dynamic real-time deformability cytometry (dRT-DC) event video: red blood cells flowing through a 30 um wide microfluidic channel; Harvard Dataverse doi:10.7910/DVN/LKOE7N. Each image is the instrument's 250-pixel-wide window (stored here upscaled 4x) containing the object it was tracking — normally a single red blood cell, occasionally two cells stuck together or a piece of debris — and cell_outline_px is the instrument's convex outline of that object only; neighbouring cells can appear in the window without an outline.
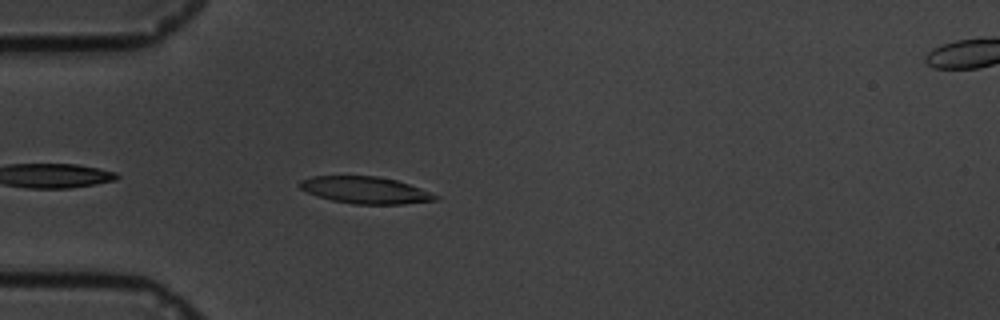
{"species": "common noctule bat (a hibernating species)", "species_latin": "Nyctalus noctula", "temperature_condition": "cold", "stored_images_in_passage": 44, "camera_frame_rate_fps": 3000, "um_per_image_px": 0.085, "animal": {"sex": "male", "body_mass_g": 19.5, "forearm_length_mm": 54.6}, "frame": {"image": 1, "passage_image": 4, "time_ms": 1.0, "image_size_px": [1000, 320], "cell_outline_px": [[440, 196], [436, 200], [404, 204], [352, 204], [332, 200], [308, 192], [300, 188], [296, 184], [300, 180], [312, 176], [376, 176], [396, 180], [420, 188]], "centroid_in_image_um": [31.04, 16.16], "position_along_channel_um": 54.0, "area_um2": 21.15}}
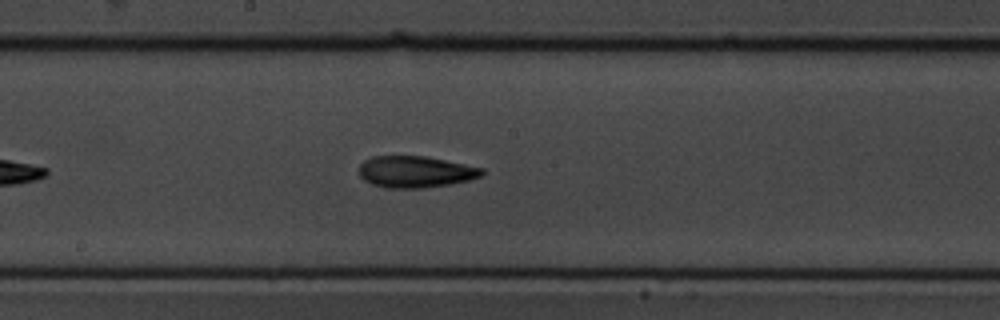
{"frame": {"image": 2, "passage_image": 19, "time_ms": 6.0, "image_size_px": [1000, 320], "cell_outline_px": [[484, 172], [480, 176], [468, 180], [448, 184], [420, 188], [384, 188], [372, 184], [364, 180], [360, 176], [360, 164], [364, 160], [372, 156], [424, 156], [484, 168]], "centroid_in_image_um": [35.28, 14.6], "position_along_channel_um": 212.9, "area_um2": 22.43}}
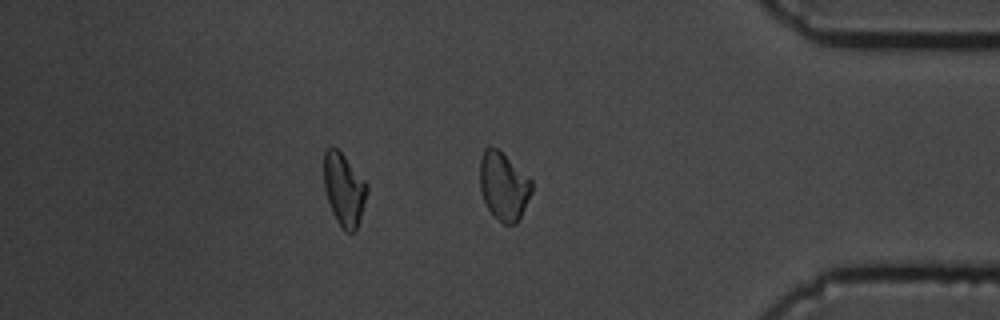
{"frame": {"image": 3, "passage_image": 37, "time_ms": 12.0, "image_size_px": [1000, 320], "cell_outline_px": [[368, 192], [356, 232], [344, 232], [336, 220], [332, 212], [324, 188], [324, 152], [328, 148], [336, 148], [344, 156], [368, 184]], "centroid_in_image_um": [29.25, 16.14], "position_along_channel_um": 406.0, "area_um2": 18.21}, "authors_computed_cell_mechanics": {"area_um2": 21.3282, "velocity_mm_per_s": 3.3538, "shape_relaxation_time_tau1_ms": 3.6345, "shape_relaxation_time_tau2_ms": 5.1158, "deformation_change_tau1": 0.1165, "deformation_change_tau2": 0.0984}}